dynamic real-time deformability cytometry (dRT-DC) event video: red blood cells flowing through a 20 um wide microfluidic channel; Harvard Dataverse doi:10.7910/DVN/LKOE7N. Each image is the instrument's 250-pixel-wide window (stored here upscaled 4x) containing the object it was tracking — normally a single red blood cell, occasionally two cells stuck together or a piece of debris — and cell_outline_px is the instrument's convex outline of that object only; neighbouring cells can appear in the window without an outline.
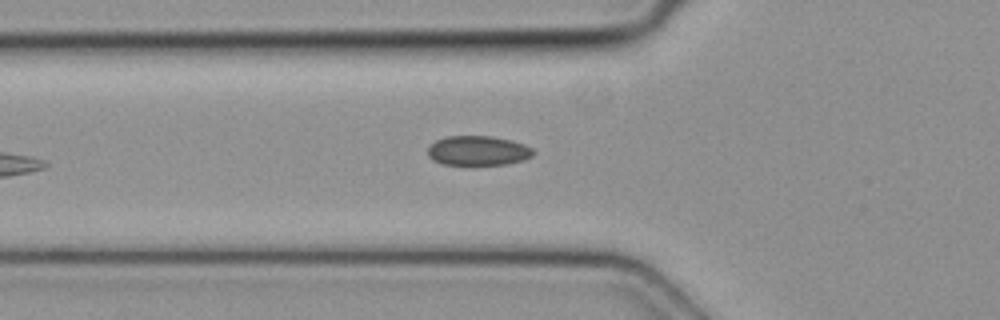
{"species": "common noctule bat (a hibernating species)", "species_latin": "Nyctalus noctula", "temperature_condition": "cold", "stored_images_in_passage": 6, "camera_frame_rate_fps": 3000, "um_per_image_px": 0.085, "animal": {"sex": "female", "body_mass_g": 19.3, "forearm_length_mm": 54.1}, "frame": {"image": 1, "passage_image": 6, "time_ms": 1.667, "image_size_px": [1000, 320], "cell_outline_px": [[536, 152], [532, 156], [524, 160], [508, 164], [472, 168], [440, 164], [432, 160], [428, 156], [428, 148], [436, 140], [444, 136], [492, 136], [512, 140], [524, 144], [532, 148]], "centroid_in_image_um": [40.62, 12.86], "position_along_channel_um": 85.2, "area_um2": 19.31}}